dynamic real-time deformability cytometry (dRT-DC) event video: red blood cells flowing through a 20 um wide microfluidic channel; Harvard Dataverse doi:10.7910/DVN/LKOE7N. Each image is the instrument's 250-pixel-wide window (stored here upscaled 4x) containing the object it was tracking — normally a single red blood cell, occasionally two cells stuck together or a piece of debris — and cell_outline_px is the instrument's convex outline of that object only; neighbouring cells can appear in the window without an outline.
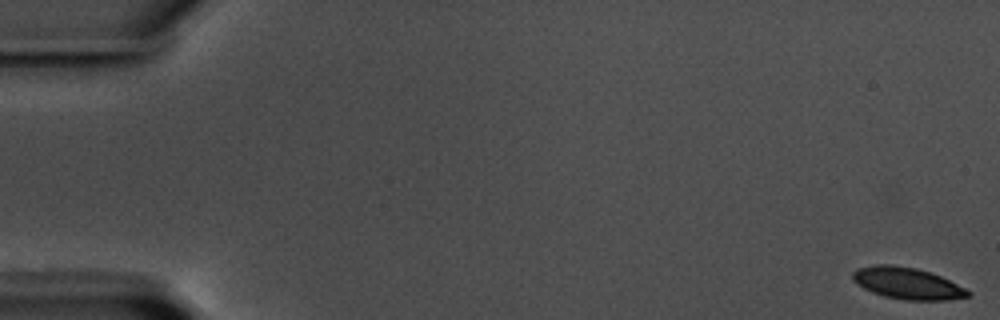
{"species": "common noctule bat (a hibernating species)", "species_latin": "Nyctalus noctula", "temperature_condition": "warm", "stored_images_in_passage": 59, "camera_frame_rate_fps": 3000, "um_per_image_px": 0.085, "animal": {"sex": "male", "body_mass_g": 17.5, "forearm_length_mm": 52.3}, "frame": {"image": 1, "passage_image": 1, "time_ms": 0.0, "image_size_px": [1000, 320], "cell_outline_px": [[972, 292], [968, 296], [948, 300], [904, 300], [884, 296], [872, 292], [856, 284], [852, 280], [852, 272], [856, 268], [876, 264], [892, 264], [916, 268], [940, 276]], "centroid_in_image_um": [77.06, 24.07], "position_along_channel_um": 7.9, "area_um2": 21.21}}
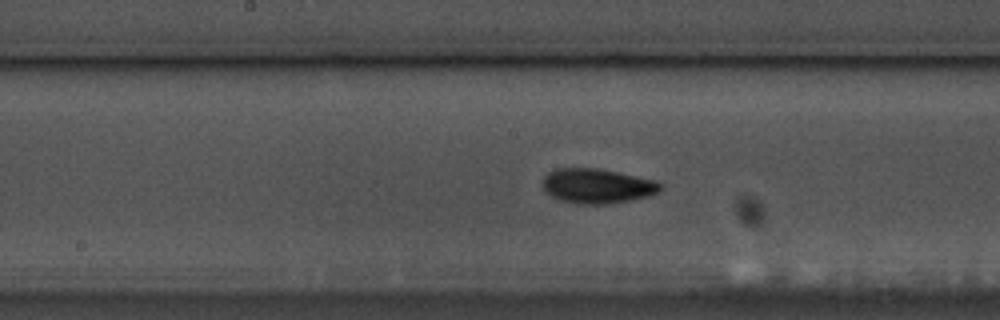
{"frame": {"image": 2, "passage_image": 31, "time_ms": 10.0, "image_size_px": [1000, 320], "cell_outline_px": [[664, 188], [660, 192], [648, 196], [632, 200], [608, 204], [576, 204], [556, 200], [544, 192], [540, 184], [544, 176], [548, 172], [556, 168], [596, 168], [656, 180], [664, 184]], "centroid_in_image_um": [50.73, 15.82], "position_along_channel_um": 197.5, "area_um2": 24.45}}
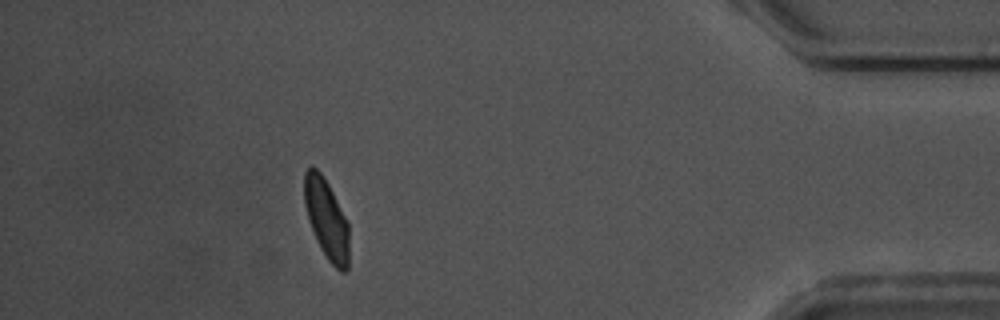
{"frame": {"image": 3, "passage_image": 53, "time_ms": 17.333, "image_size_px": [1000, 320], "cell_outline_px": [[348, 268], [344, 272], [340, 272], [328, 260], [316, 240], [304, 204], [304, 172], [312, 164], [324, 176], [348, 224]], "centroid_in_image_um": [27.74, 18.59], "position_along_channel_um": 407.5, "area_um2": 20.52}, "authors_computed_cell_mechanics": {"area_um2": 21.964, "velocity_mm_per_s": 3.5297, "shape_relaxation_time_tau1_ms": 3.1544, "shape_relaxation_time_tau2_ms": 2.0445, "deformation_change_tau1": 0.1155, "deformation_change_tau2": 0.0641}}